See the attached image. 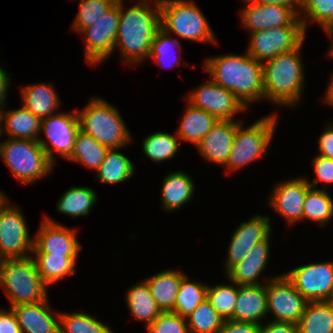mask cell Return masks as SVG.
I'll return each instance as SVG.
<instances>
[{"label": "cell", "mask_w": 333, "mask_h": 333, "mask_svg": "<svg viewBox=\"0 0 333 333\" xmlns=\"http://www.w3.org/2000/svg\"><path fill=\"white\" fill-rule=\"evenodd\" d=\"M123 0H119V25L115 47L132 65L148 58L150 47L160 24V1L155 0L154 8L146 0L135 4L126 11Z\"/></svg>", "instance_id": "obj_1"}, {"label": "cell", "mask_w": 333, "mask_h": 333, "mask_svg": "<svg viewBox=\"0 0 333 333\" xmlns=\"http://www.w3.org/2000/svg\"><path fill=\"white\" fill-rule=\"evenodd\" d=\"M204 64L212 80L233 93L246 108L247 104L264 99L263 65L247 51L244 55L210 57Z\"/></svg>", "instance_id": "obj_2"}, {"label": "cell", "mask_w": 333, "mask_h": 333, "mask_svg": "<svg viewBox=\"0 0 333 333\" xmlns=\"http://www.w3.org/2000/svg\"><path fill=\"white\" fill-rule=\"evenodd\" d=\"M303 43L262 63L264 99L288 107L299 102L304 85V66L299 53Z\"/></svg>", "instance_id": "obj_3"}, {"label": "cell", "mask_w": 333, "mask_h": 333, "mask_svg": "<svg viewBox=\"0 0 333 333\" xmlns=\"http://www.w3.org/2000/svg\"><path fill=\"white\" fill-rule=\"evenodd\" d=\"M0 286L12 306L47 299V285L41 279L33 256L0 260Z\"/></svg>", "instance_id": "obj_4"}, {"label": "cell", "mask_w": 333, "mask_h": 333, "mask_svg": "<svg viewBox=\"0 0 333 333\" xmlns=\"http://www.w3.org/2000/svg\"><path fill=\"white\" fill-rule=\"evenodd\" d=\"M79 116L80 130L109 149H119L130 143L129 133L117 108L104 99L92 97Z\"/></svg>", "instance_id": "obj_5"}, {"label": "cell", "mask_w": 333, "mask_h": 333, "mask_svg": "<svg viewBox=\"0 0 333 333\" xmlns=\"http://www.w3.org/2000/svg\"><path fill=\"white\" fill-rule=\"evenodd\" d=\"M161 28L181 38L205 43L216 42L207 18L197 5L185 0H159Z\"/></svg>", "instance_id": "obj_6"}, {"label": "cell", "mask_w": 333, "mask_h": 333, "mask_svg": "<svg viewBox=\"0 0 333 333\" xmlns=\"http://www.w3.org/2000/svg\"><path fill=\"white\" fill-rule=\"evenodd\" d=\"M0 155L15 178L29 184L51 172L53 163L38 141L10 138L0 143Z\"/></svg>", "instance_id": "obj_7"}, {"label": "cell", "mask_w": 333, "mask_h": 333, "mask_svg": "<svg viewBox=\"0 0 333 333\" xmlns=\"http://www.w3.org/2000/svg\"><path fill=\"white\" fill-rule=\"evenodd\" d=\"M276 122V115L261 118L248 128H243L241 121L236 127L232 148L225 165L227 170L237 171L260 158L270 145Z\"/></svg>", "instance_id": "obj_8"}, {"label": "cell", "mask_w": 333, "mask_h": 333, "mask_svg": "<svg viewBox=\"0 0 333 333\" xmlns=\"http://www.w3.org/2000/svg\"><path fill=\"white\" fill-rule=\"evenodd\" d=\"M303 26H281L251 32L247 53L261 63L296 49L305 39Z\"/></svg>", "instance_id": "obj_9"}, {"label": "cell", "mask_w": 333, "mask_h": 333, "mask_svg": "<svg viewBox=\"0 0 333 333\" xmlns=\"http://www.w3.org/2000/svg\"><path fill=\"white\" fill-rule=\"evenodd\" d=\"M79 130L77 112L73 114L57 113L41 120V131L45 133L50 143L42 138H39L38 142L53 164H55L54 151L67 160L71 157Z\"/></svg>", "instance_id": "obj_10"}, {"label": "cell", "mask_w": 333, "mask_h": 333, "mask_svg": "<svg viewBox=\"0 0 333 333\" xmlns=\"http://www.w3.org/2000/svg\"><path fill=\"white\" fill-rule=\"evenodd\" d=\"M284 275L308 302L333 300V262L306 264Z\"/></svg>", "instance_id": "obj_11"}, {"label": "cell", "mask_w": 333, "mask_h": 333, "mask_svg": "<svg viewBox=\"0 0 333 333\" xmlns=\"http://www.w3.org/2000/svg\"><path fill=\"white\" fill-rule=\"evenodd\" d=\"M20 209L7 204L0 211V260L27 258L33 251L34 240ZM30 251V252H29Z\"/></svg>", "instance_id": "obj_12"}, {"label": "cell", "mask_w": 333, "mask_h": 333, "mask_svg": "<svg viewBox=\"0 0 333 333\" xmlns=\"http://www.w3.org/2000/svg\"><path fill=\"white\" fill-rule=\"evenodd\" d=\"M119 0L107 10L92 26L84 28L86 62L96 66L111 55L114 50L119 25Z\"/></svg>", "instance_id": "obj_13"}, {"label": "cell", "mask_w": 333, "mask_h": 333, "mask_svg": "<svg viewBox=\"0 0 333 333\" xmlns=\"http://www.w3.org/2000/svg\"><path fill=\"white\" fill-rule=\"evenodd\" d=\"M267 311L276 322L298 324L308 301L297 291L284 274L271 278L266 285Z\"/></svg>", "instance_id": "obj_14"}, {"label": "cell", "mask_w": 333, "mask_h": 333, "mask_svg": "<svg viewBox=\"0 0 333 333\" xmlns=\"http://www.w3.org/2000/svg\"><path fill=\"white\" fill-rule=\"evenodd\" d=\"M187 98L188 103L209 112L218 120H234L236 113L247 109L233 93L212 79L201 84Z\"/></svg>", "instance_id": "obj_15"}, {"label": "cell", "mask_w": 333, "mask_h": 333, "mask_svg": "<svg viewBox=\"0 0 333 333\" xmlns=\"http://www.w3.org/2000/svg\"><path fill=\"white\" fill-rule=\"evenodd\" d=\"M249 4L241 10V19L243 26L250 33L261 30H271L274 27L281 26H303L306 32L307 19L299 17L291 8L287 6L270 4H254L244 0Z\"/></svg>", "instance_id": "obj_16"}, {"label": "cell", "mask_w": 333, "mask_h": 333, "mask_svg": "<svg viewBox=\"0 0 333 333\" xmlns=\"http://www.w3.org/2000/svg\"><path fill=\"white\" fill-rule=\"evenodd\" d=\"M75 231L45 217L34 238L33 255L78 256L82 246L76 238Z\"/></svg>", "instance_id": "obj_17"}, {"label": "cell", "mask_w": 333, "mask_h": 333, "mask_svg": "<svg viewBox=\"0 0 333 333\" xmlns=\"http://www.w3.org/2000/svg\"><path fill=\"white\" fill-rule=\"evenodd\" d=\"M270 218L255 215L247 222H242L232 234L228 246V257L225 262V271L242 261L249 250L257 243L271 235Z\"/></svg>", "instance_id": "obj_18"}, {"label": "cell", "mask_w": 333, "mask_h": 333, "mask_svg": "<svg viewBox=\"0 0 333 333\" xmlns=\"http://www.w3.org/2000/svg\"><path fill=\"white\" fill-rule=\"evenodd\" d=\"M311 186L307 179L296 178L279 183L274 188L270 204L289 224L303 220V204Z\"/></svg>", "instance_id": "obj_19"}, {"label": "cell", "mask_w": 333, "mask_h": 333, "mask_svg": "<svg viewBox=\"0 0 333 333\" xmlns=\"http://www.w3.org/2000/svg\"><path fill=\"white\" fill-rule=\"evenodd\" d=\"M241 121L218 120L196 146L209 162L226 165L232 148L236 127Z\"/></svg>", "instance_id": "obj_20"}, {"label": "cell", "mask_w": 333, "mask_h": 333, "mask_svg": "<svg viewBox=\"0 0 333 333\" xmlns=\"http://www.w3.org/2000/svg\"><path fill=\"white\" fill-rule=\"evenodd\" d=\"M11 309L22 333H59L60 313L52 312L48 298L33 304L12 306Z\"/></svg>", "instance_id": "obj_21"}, {"label": "cell", "mask_w": 333, "mask_h": 333, "mask_svg": "<svg viewBox=\"0 0 333 333\" xmlns=\"http://www.w3.org/2000/svg\"><path fill=\"white\" fill-rule=\"evenodd\" d=\"M270 236L254 245L245 258L227 272L229 281L239 286L259 285L258 277L267 266L269 259Z\"/></svg>", "instance_id": "obj_22"}, {"label": "cell", "mask_w": 333, "mask_h": 333, "mask_svg": "<svg viewBox=\"0 0 333 333\" xmlns=\"http://www.w3.org/2000/svg\"><path fill=\"white\" fill-rule=\"evenodd\" d=\"M268 314L266 284L239 286L238 297L230 320L261 324Z\"/></svg>", "instance_id": "obj_23"}, {"label": "cell", "mask_w": 333, "mask_h": 333, "mask_svg": "<svg viewBox=\"0 0 333 333\" xmlns=\"http://www.w3.org/2000/svg\"><path fill=\"white\" fill-rule=\"evenodd\" d=\"M4 112L3 109H0V137L2 133L6 132L9 138L38 141V135L41 132V119L39 117L24 106L20 109ZM3 121L5 129L4 126L1 127Z\"/></svg>", "instance_id": "obj_24"}, {"label": "cell", "mask_w": 333, "mask_h": 333, "mask_svg": "<svg viewBox=\"0 0 333 333\" xmlns=\"http://www.w3.org/2000/svg\"><path fill=\"white\" fill-rule=\"evenodd\" d=\"M21 89L23 106L41 120L56 114L61 102L52 84H33Z\"/></svg>", "instance_id": "obj_25"}, {"label": "cell", "mask_w": 333, "mask_h": 333, "mask_svg": "<svg viewBox=\"0 0 333 333\" xmlns=\"http://www.w3.org/2000/svg\"><path fill=\"white\" fill-rule=\"evenodd\" d=\"M184 276L183 273L176 270H165L145 279L153 299L162 312L174 309L180 283Z\"/></svg>", "instance_id": "obj_26"}, {"label": "cell", "mask_w": 333, "mask_h": 333, "mask_svg": "<svg viewBox=\"0 0 333 333\" xmlns=\"http://www.w3.org/2000/svg\"><path fill=\"white\" fill-rule=\"evenodd\" d=\"M163 209L174 211L188 203L194 194V182L182 171L170 172L163 179L161 187Z\"/></svg>", "instance_id": "obj_27"}, {"label": "cell", "mask_w": 333, "mask_h": 333, "mask_svg": "<svg viewBox=\"0 0 333 333\" xmlns=\"http://www.w3.org/2000/svg\"><path fill=\"white\" fill-rule=\"evenodd\" d=\"M217 121L218 119L209 112L188 103L176 134L179 139L186 140L197 146Z\"/></svg>", "instance_id": "obj_28"}, {"label": "cell", "mask_w": 333, "mask_h": 333, "mask_svg": "<svg viewBox=\"0 0 333 333\" xmlns=\"http://www.w3.org/2000/svg\"><path fill=\"white\" fill-rule=\"evenodd\" d=\"M297 325L298 333H333V300L308 302Z\"/></svg>", "instance_id": "obj_29"}, {"label": "cell", "mask_w": 333, "mask_h": 333, "mask_svg": "<svg viewBox=\"0 0 333 333\" xmlns=\"http://www.w3.org/2000/svg\"><path fill=\"white\" fill-rule=\"evenodd\" d=\"M126 301L130 313L136 320L144 321L146 326L162 313L153 299L146 281L131 287L127 291Z\"/></svg>", "instance_id": "obj_30"}, {"label": "cell", "mask_w": 333, "mask_h": 333, "mask_svg": "<svg viewBox=\"0 0 333 333\" xmlns=\"http://www.w3.org/2000/svg\"><path fill=\"white\" fill-rule=\"evenodd\" d=\"M33 259L36 263L38 273L43 282L54 284L67 275H73L78 256H62L52 254H35Z\"/></svg>", "instance_id": "obj_31"}, {"label": "cell", "mask_w": 333, "mask_h": 333, "mask_svg": "<svg viewBox=\"0 0 333 333\" xmlns=\"http://www.w3.org/2000/svg\"><path fill=\"white\" fill-rule=\"evenodd\" d=\"M135 166L118 149H109L101 166L96 170L99 181L115 184L128 180L135 174Z\"/></svg>", "instance_id": "obj_32"}, {"label": "cell", "mask_w": 333, "mask_h": 333, "mask_svg": "<svg viewBox=\"0 0 333 333\" xmlns=\"http://www.w3.org/2000/svg\"><path fill=\"white\" fill-rule=\"evenodd\" d=\"M97 201L96 193L89 187H71L61 196L57 211L72 218L87 215Z\"/></svg>", "instance_id": "obj_33"}, {"label": "cell", "mask_w": 333, "mask_h": 333, "mask_svg": "<svg viewBox=\"0 0 333 333\" xmlns=\"http://www.w3.org/2000/svg\"><path fill=\"white\" fill-rule=\"evenodd\" d=\"M109 148L98 143L93 137L79 130L70 161L81 163L97 170L103 162Z\"/></svg>", "instance_id": "obj_34"}, {"label": "cell", "mask_w": 333, "mask_h": 333, "mask_svg": "<svg viewBox=\"0 0 333 333\" xmlns=\"http://www.w3.org/2000/svg\"><path fill=\"white\" fill-rule=\"evenodd\" d=\"M333 217V200L325 189L310 187L303 204V220L311 219L321 226Z\"/></svg>", "instance_id": "obj_35"}, {"label": "cell", "mask_w": 333, "mask_h": 333, "mask_svg": "<svg viewBox=\"0 0 333 333\" xmlns=\"http://www.w3.org/2000/svg\"><path fill=\"white\" fill-rule=\"evenodd\" d=\"M207 288L208 286L202 283L190 282L185 274L180 283L174 309L171 312L186 319L201 302L207 299Z\"/></svg>", "instance_id": "obj_36"}, {"label": "cell", "mask_w": 333, "mask_h": 333, "mask_svg": "<svg viewBox=\"0 0 333 333\" xmlns=\"http://www.w3.org/2000/svg\"><path fill=\"white\" fill-rule=\"evenodd\" d=\"M189 333H219L225 319L205 299L186 318Z\"/></svg>", "instance_id": "obj_37"}, {"label": "cell", "mask_w": 333, "mask_h": 333, "mask_svg": "<svg viewBox=\"0 0 333 333\" xmlns=\"http://www.w3.org/2000/svg\"><path fill=\"white\" fill-rule=\"evenodd\" d=\"M179 138L177 135H171L165 132H156L143 141L144 154L153 160V162H161L173 158L179 150Z\"/></svg>", "instance_id": "obj_38"}, {"label": "cell", "mask_w": 333, "mask_h": 333, "mask_svg": "<svg viewBox=\"0 0 333 333\" xmlns=\"http://www.w3.org/2000/svg\"><path fill=\"white\" fill-rule=\"evenodd\" d=\"M59 333H113L107 325L87 313H60Z\"/></svg>", "instance_id": "obj_39"}, {"label": "cell", "mask_w": 333, "mask_h": 333, "mask_svg": "<svg viewBox=\"0 0 333 333\" xmlns=\"http://www.w3.org/2000/svg\"><path fill=\"white\" fill-rule=\"evenodd\" d=\"M178 44L180 45L177 39L173 40L169 33L160 27L151 44L148 58L151 57L156 61L155 63L162 65V68L173 67L175 64L181 65L179 57L172 52L173 47L177 48Z\"/></svg>", "instance_id": "obj_40"}, {"label": "cell", "mask_w": 333, "mask_h": 333, "mask_svg": "<svg viewBox=\"0 0 333 333\" xmlns=\"http://www.w3.org/2000/svg\"><path fill=\"white\" fill-rule=\"evenodd\" d=\"M216 285L207 288V300L217 313L225 320L232 317L236 300L238 297L239 285Z\"/></svg>", "instance_id": "obj_41"}, {"label": "cell", "mask_w": 333, "mask_h": 333, "mask_svg": "<svg viewBox=\"0 0 333 333\" xmlns=\"http://www.w3.org/2000/svg\"><path fill=\"white\" fill-rule=\"evenodd\" d=\"M79 12L72 25L73 29L81 32L84 28L92 26L109 10L117 0H80Z\"/></svg>", "instance_id": "obj_42"}, {"label": "cell", "mask_w": 333, "mask_h": 333, "mask_svg": "<svg viewBox=\"0 0 333 333\" xmlns=\"http://www.w3.org/2000/svg\"><path fill=\"white\" fill-rule=\"evenodd\" d=\"M299 8L307 13L304 17L320 24L324 30L333 23V0H300Z\"/></svg>", "instance_id": "obj_43"}, {"label": "cell", "mask_w": 333, "mask_h": 333, "mask_svg": "<svg viewBox=\"0 0 333 333\" xmlns=\"http://www.w3.org/2000/svg\"><path fill=\"white\" fill-rule=\"evenodd\" d=\"M147 330L149 333H189L186 319L171 311L162 312Z\"/></svg>", "instance_id": "obj_44"}, {"label": "cell", "mask_w": 333, "mask_h": 333, "mask_svg": "<svg viewBox=\"0 0 333 333\" xmlns=\"http://www.w3.org/2000/svg\"><path fill=\"white\" fill-rule=\"evenodd\" d=\"M314 171L317 179L315 182L310 183L309 185L314 188L319 181L324 185L326 183L331 185L333 184V159H327L320 155H317L313 160Z\"/></svg>", "instance_id": "obj_45"}, {"label": "cell", "mask_w": 333, "mask_h": 333, "mask_svg": "<svg viewBox=\"0 0 333 333\" xmlns=\"http://www.w3.org/2000/svg\"><path fill=\"white\" fill-rule=\"evenodd\" d=\"M260 325L248 321L225 320L219 333H259Z\"/></svg>", "instance_id": "obj_46"}, {"label": "cell", "mask_w": 333, "mask_h": 333, "mask_svg": "<svg viewBox=\"0 0 333 333\" xmlns=\"http://www.w3.org/2000/svg\"><path fill=\"white\" fill-rule=\"evenodd\" d=\"M0 333H22L11 308L0 309Z\"/></svg>", "instance_id": "obj_47"}, {"label": "cell", "mask_w": 333, "mask_h": 333, "mask_svg": "<svg viewBox=\"0 0 333 333\" xmlns=\"http://www.w3.org/2000/svg\"><path fill=\"white\" fill-rule=\"evenodd\" d=\"M320 156L333 159V125H328L318 140Z\"/></svg>", "instance_id": "obj_48"}, {"label": "cell", "mask_w": 333, "mask_h": 333, "mask_svg": "<svg viewBox=\"0 0 333 333\" xmlns=\"http://www.w3.org/2000/svg\"><path fill=\"white\" fill-rule=\"evenodd\" d=\"M259 333H298V325L290 322L272 321L267 325L260 324Z\"/></svg>", "instance_id": "obj_49"}, {"label": "cell", "mask_w": 333, "mask_h": 333, "mask_svg": "<svg viewBox=\"0 0 333 333\" xmlns=\"http://www.w3.org/2000/svg\"><path fill=\"white\" fill-rule=\"evenodd\" d=\"M247 1L261 5L277 4V5L287 6L291 8L300 17L299 13L300 10L298 11L297 8L299 6L300 0H247Z\"/></svg>", "instance_id": "obj_50"}, {"label": "cell", "mask_w": 333, "mask_h": 333, "mask_svg": "<svg viewBox=\"0 0 333 333\" xmlns=\"http://www.w3.org/2000/svg\"><path fill=\"white\" fill-rule=\"evenodd\" d=\"M9 81V75L7 76L5 69L0 67V109L5 106V100L7 97L6 93L8 92L7 89L10 84Z\"/></svg>", "instance_id": "obj_51"}, {"label": "cell", "mask_w": 333, "mask_h": 333, "mask_svg": "<svg viewBox=\"0 0 333 333\" xmlns=\"http://www.w3.org/2000/svg\"><path fill=\"white\" fill-rule=\"evenodd\" d=\"M326 97H325V101L324 103H328L329 105L333 106V75L331 78V82L328 85L327 91H326Z\"/></svg>", "instance_id": "obj_52"}, {"label": "cell", "mask_w": 333, "mask_h": 333, "mask_svg": "<svg viewBox=\"0 0 333 333\" xmlns=\"http://www.w3.org/2000/svg\"><path fill=\"white\" fill-rule=\"evenodd\" d=\"M325 32L327 35L333 38V23H331L326 29ZM330 52L328 53V56H333V40H332V46L330 47Z\"/></svg>", "instance_id": "obj_53"}, {"label": "cell", "mask_w": 333, "mask_h": 333, "mask_svg": "<svg viewBox=\"0 0 333 333\" xmlns=\"http://www.w3.org/2000/svg\"><path fill=\"white\" fill-rule=\"evenodd\" d=\"M4 193L2 191H0V211L8 204L7 201L8 199L6 198L5 195H3Z\"/></svg>", "instance_id": "obj_54"}]
</instances>
